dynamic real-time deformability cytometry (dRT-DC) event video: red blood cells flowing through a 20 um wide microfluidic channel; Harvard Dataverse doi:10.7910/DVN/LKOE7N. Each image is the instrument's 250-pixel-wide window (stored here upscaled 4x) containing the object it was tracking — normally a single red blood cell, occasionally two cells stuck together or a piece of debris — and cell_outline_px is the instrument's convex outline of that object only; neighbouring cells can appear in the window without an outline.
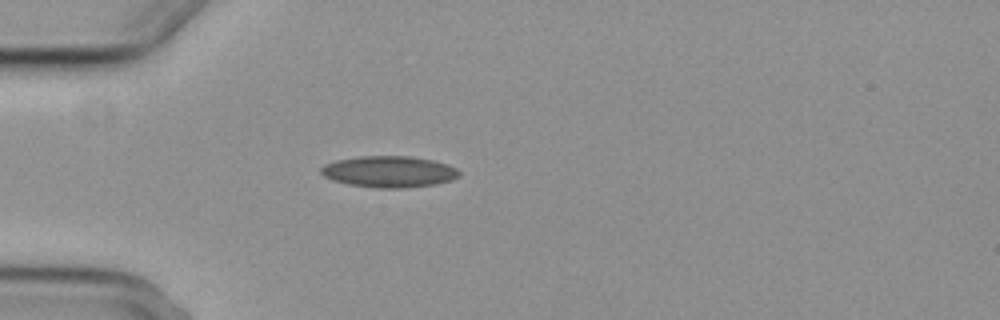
{"species": "common noctule bat (a hibernating species)", "species_latin": "Nyctalus noctula", "temperature_condition": "cold", "stored_images_in_passage": 2, "camera_frame_rate_fps": 3000, "um_per_image_px": 0.085, "animal": {"sex": "female", "body_mass_g": 29.2, "forearm_length_mm": 56.3}, "frame": {"image": 1, "passage_image": 1, "time_ms": 0.0, "image_size_px": [1000, 320], "cell_outline_px": [[460, 176], [452, 180], [436, 184], [404, 188], [376, 188], [348, 184], [332, 180], [324, 176], [320, 172], [320, 168], [324, 164], [336, 160], [360, 156], [408, 156], [432, 160], [448, 164], [456, 168], [460, 172]], "centroid_in_image_um": [33.07, 14.59], "position_along_channel_um": 51.9, "area_um2": 25.37}}